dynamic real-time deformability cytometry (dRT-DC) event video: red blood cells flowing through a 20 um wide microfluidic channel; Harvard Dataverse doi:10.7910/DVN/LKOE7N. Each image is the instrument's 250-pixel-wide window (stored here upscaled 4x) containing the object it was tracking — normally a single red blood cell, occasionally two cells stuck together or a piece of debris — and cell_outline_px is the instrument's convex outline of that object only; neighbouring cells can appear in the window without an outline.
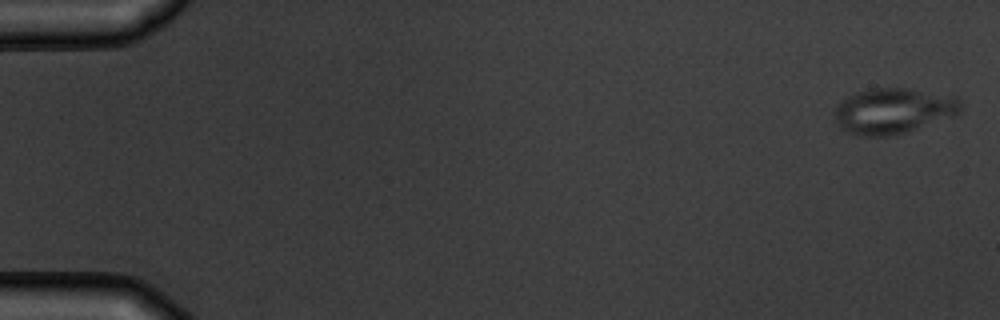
{"species": "common noctule bat (a hibernating species)", "species_latin": "Nyctalus noctula", "temperature_condition": "warm", "stored_images_in_passage": 5, "camera_frame_rate_fps": 3000, "um_per_image_px": 0.085, "animal": {"sex": "male", "body_mass_g": 19.5, "forearm_length_mm": 54.6}, "frame": {"image": 1, "passage_image": 1, "time_ms": 0.0, "image_size_px": [1000, 320], "cell_outline_px": [[960, 112], [956, 116], [892, 136], [860, 136], [848, 132], [840, 128], [832, 112], [836, 104], [848, 96], [856, 92], [876, 88], [908, 88], [956, 96], [960, 100]], "centroid_in_image_um": [75.91, 9.42], "position_along_channel_um": 9.1, "area_um2": 33.76}}